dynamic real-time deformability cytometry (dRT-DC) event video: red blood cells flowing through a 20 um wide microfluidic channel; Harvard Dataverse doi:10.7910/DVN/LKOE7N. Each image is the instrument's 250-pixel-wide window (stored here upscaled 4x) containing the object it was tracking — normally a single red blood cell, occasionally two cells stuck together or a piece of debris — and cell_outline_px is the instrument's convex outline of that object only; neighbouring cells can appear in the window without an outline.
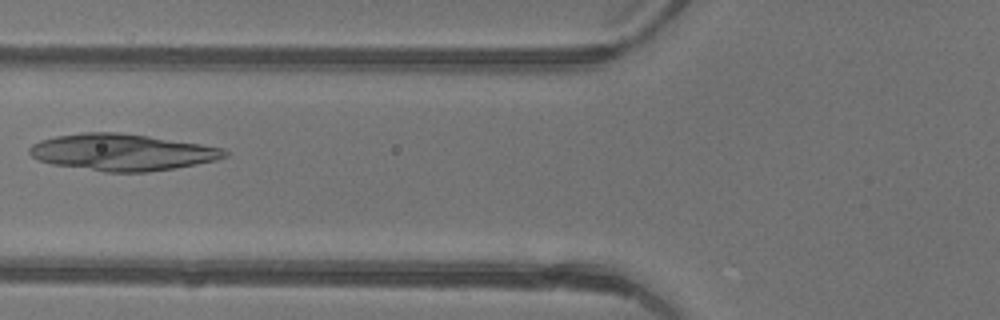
{"species": "common noctule bat (a hibernating species)", "species_latin": "Nyctalus noctula", "temperature_condition": "warm", "stored_images_in_passage": 5, "camera_frame_rate_fps": 3000, "um_per_image_px": 0.085, "animal": {"sex": "female"}, "frame": {"image": 1, "passage_image": 5, "time_ms": 1.333, "image_size_px": [1000, 320], "cell_outline_px": [[228, 156], [216, 160], [196, 164], [148, 172], [104, 172], [52, 164], [40, 160], [32, 156], [28, 152], [28, 148], [32, 144], [40, 140], [56, 136], [84, 132], [116, 132], [148, 136], [200, 144], [224, 148], [228, 152]], "centroid_in_image_um": [10.36, 12.94], "position_along_channel_um": 115.4, "area_um2": 41.56}}